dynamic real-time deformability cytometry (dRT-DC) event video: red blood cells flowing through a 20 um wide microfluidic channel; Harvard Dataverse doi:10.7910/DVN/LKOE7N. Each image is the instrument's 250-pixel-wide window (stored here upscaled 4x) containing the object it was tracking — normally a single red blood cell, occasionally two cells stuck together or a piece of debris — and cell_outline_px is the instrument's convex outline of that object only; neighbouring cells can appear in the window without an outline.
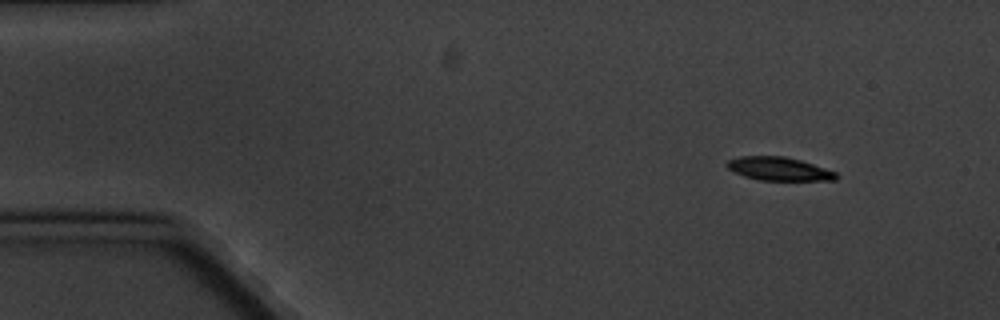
{"species": "common noctule bat (a hibernating species)", "species_latin": "Nyctalus noctula", "temperature_condition": "cold", "stored_images_in_passage": 4, "camera_frame_rate_fps": 3000, "um_per_image_px": 0.085, "animal": {"sex": "male", "body_mass_g": 20.1, "forearm_length_mm": 53.5}, "frame": {"image": 1, "passage_image": 1, "time_ms": 0.0, "image_size_px": [1000, 320], "cell_outline_px": [[840, 176], [836, 180], [760, 180], [744, 176], [728, 168], [724, 164], [728, 160], [740, 156], [784, 156], [800, 160], [836, 172]], "centroid_in_image_um": [66.21, 14.35], "position_along_channel_um": 18.8, "area_um2": 14.8}}
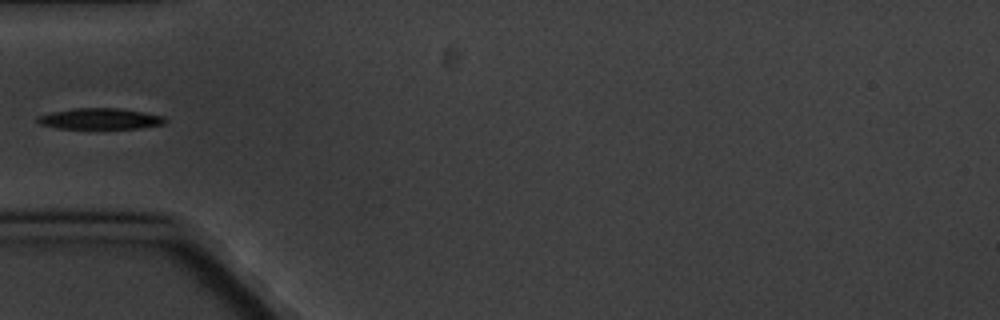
{"frame": {"image": 2, "passage_image": 4, "time_ms": 4.333, "image_size_px": [1000, 320], "cell_outline_px": [[168, 120], [164, 124], [140, 128], [56, 128], [40, 124], [36, 120], [36, 116], [52, 112], [76, 108], [120, 108], [144, 112], [164, 116]], "centroid_in_image_um": [8.53, 10.09], "position_along_channel_um": 76.5, "area_um2": 15.61}}